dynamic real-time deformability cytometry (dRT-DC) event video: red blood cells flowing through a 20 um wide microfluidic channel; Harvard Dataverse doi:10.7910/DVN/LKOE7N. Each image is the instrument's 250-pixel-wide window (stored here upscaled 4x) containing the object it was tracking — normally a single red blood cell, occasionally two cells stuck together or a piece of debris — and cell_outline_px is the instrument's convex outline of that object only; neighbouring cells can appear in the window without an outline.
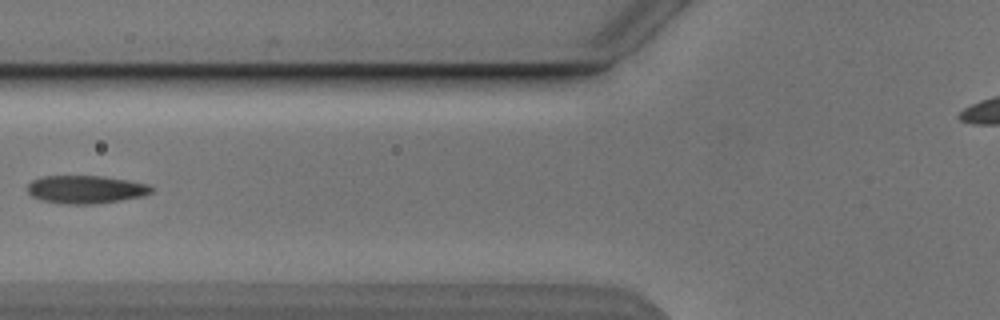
{"species": "Egyptian fruit bat (a non-hibernating species)", "species_latin": "Rousettus aegyptiacus", "temperature_condition": "cold", "stored_images_in_passage": 7, "camera_frame_rate_fps": 3000, "um_per_image_px": 0.085, "animal": {"sex": "male"}, "frame": {"image": 1, "passage_image": 5, "time_ms": 5.667, "image_size_px": [1000, 320], "cell_outline_px": [[152, 192], [144, 196], [96, 204], [64, 204], [40, 200], [32, 196], [28, 192], [28, 184], [32, 180], [44, 176], [104, 176], [128, 180], [148, 184], [152, 188]], "centroid_in_image_um": [7.29, 16.1], "position_along_channel_um": 118.5, "area_um2": 20.29}}
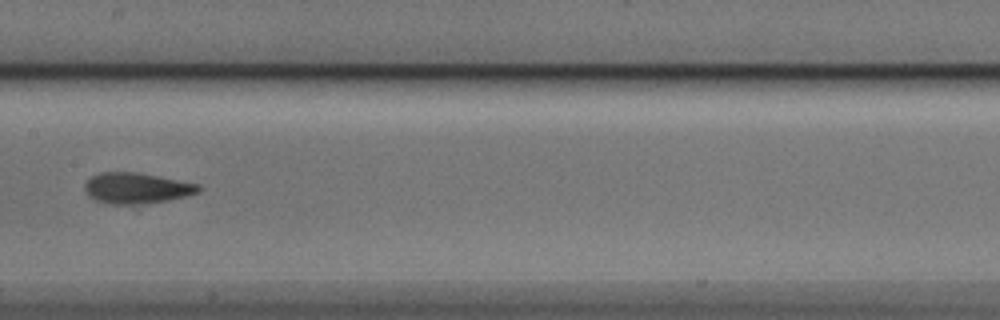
{"frame": {"image": 2, "passage_image": 7, "time_ms": 7.667, "image_size_px": [1000, 320], "cell_outline_px": [[200, 192], [168, 200], [132, 204], [108, 204], [96, 200], [88, 196], [84, 192], [84, 184], [92, 176], [104, 172], [136, 172], [200, 184]], "centroid_in_image_um": [11.58, 15.99], "position_along_channel_um": 195.8, "area_um2": 20.23}}